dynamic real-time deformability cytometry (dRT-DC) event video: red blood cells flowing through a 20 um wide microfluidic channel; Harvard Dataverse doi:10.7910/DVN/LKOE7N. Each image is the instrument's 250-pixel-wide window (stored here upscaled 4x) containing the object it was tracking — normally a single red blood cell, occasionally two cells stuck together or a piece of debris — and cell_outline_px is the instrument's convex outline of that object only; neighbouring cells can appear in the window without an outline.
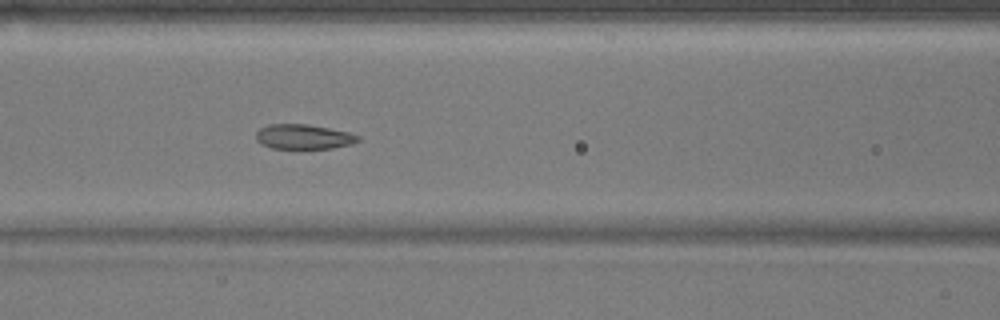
{"species": "common noctule bat (a hibernating species)", "species_latin": "Nyctalus noctula", "temperature_condition": "warm", "stored_images_in_passage": 45, "camera_frame_rate_fps": 3000, "um_per_image_px": 0.085, "animal": {"sex": "male", "body_mass_g": 17.9}, "frame": {"image": 1, "passage_image": 14, "time_ms": 4.333, "image_size_px": [1000, 320], "cell_outline_px": [[360, 140], [352, 144], [332, 148], [272, 148], [260, 144], [256, 140], [256, 132], [260, 128], [268, 124], [308, 124], [348, 132], [360, 136]], "centroid_in_image_um": [25.79, 11.62], "position_along_channel_um": 140.8, "area_um2": 14.74}}
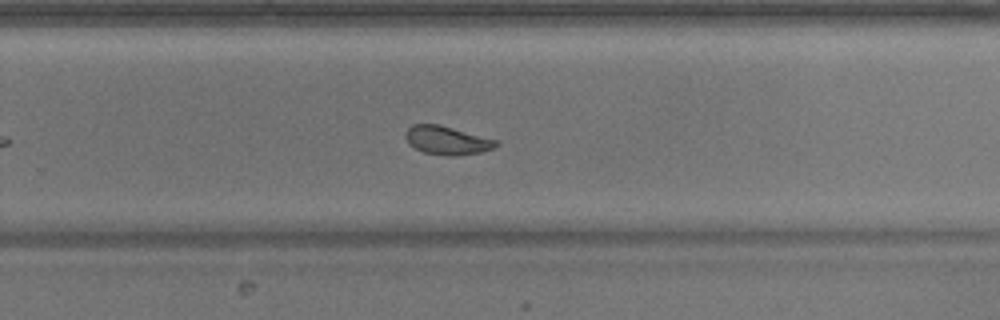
{"frame": {"image": 2, "passage_image": 26, "time_ms": 8.333, "image_size_px": [1000, 320], "cell_outline_px": [[500, 144], [492, 148], [480, 152], [456, 156], [444, 156], [424, 152], [408, 144], [404, 136], [404, 132], [412, 124], [440, 124], [496, 140]], "centroid_in_image_um": [37.95, 11.93], "position_along_channel_um": 291.9, "area_um2": 15.09}, "authors_computed_cell_mechanics": {"area_um2": 16.1262, "velocity_mm_per_s": 3.7853, "shape_relaxation_time_tau1_ms": 5.4475, "shape_relaxation_time_tau2_ms": 1.3306, "deformation_change_tau1": 0.1244, "deformation_change_tau2": 0.0719}}